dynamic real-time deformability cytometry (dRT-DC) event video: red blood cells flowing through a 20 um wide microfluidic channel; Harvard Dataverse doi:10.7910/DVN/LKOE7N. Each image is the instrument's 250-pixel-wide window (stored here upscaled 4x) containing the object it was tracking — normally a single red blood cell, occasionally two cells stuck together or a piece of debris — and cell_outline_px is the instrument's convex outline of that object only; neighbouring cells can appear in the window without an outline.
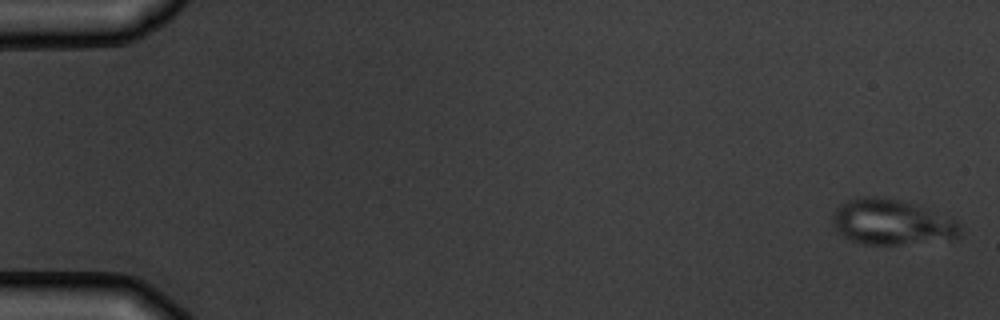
{"species": "common noctule bat (a hibernating species)", "species_latin": "Nyctalus noctula", "temperature_condition": "warm", "stored_images_in_passage": 8, "camera_frame_rate_fps": 3000, "um_per_image_px": 0.085, "animal": {"sex": "male", "body_mass_g": 19.5, "forearm_length_mm": 54.6}, "frame": {"image": 1, "passage_image": 1, "time_ms": 0.0, "image_size_px": [1000, 320], "cell_outline_px": [[960, 236], [900, 244], [864, 244], [852, 240], [836, 232], [832, 224], [832, 216], [836, 208], [840, 204], [856, 196], [884, 196], [916, 204], [956, 220], [960, 224]], "centroid_in_image_um": [75.71, 18.84], "position_along_channel_um": 9.3, "area_um2": 33.58}}